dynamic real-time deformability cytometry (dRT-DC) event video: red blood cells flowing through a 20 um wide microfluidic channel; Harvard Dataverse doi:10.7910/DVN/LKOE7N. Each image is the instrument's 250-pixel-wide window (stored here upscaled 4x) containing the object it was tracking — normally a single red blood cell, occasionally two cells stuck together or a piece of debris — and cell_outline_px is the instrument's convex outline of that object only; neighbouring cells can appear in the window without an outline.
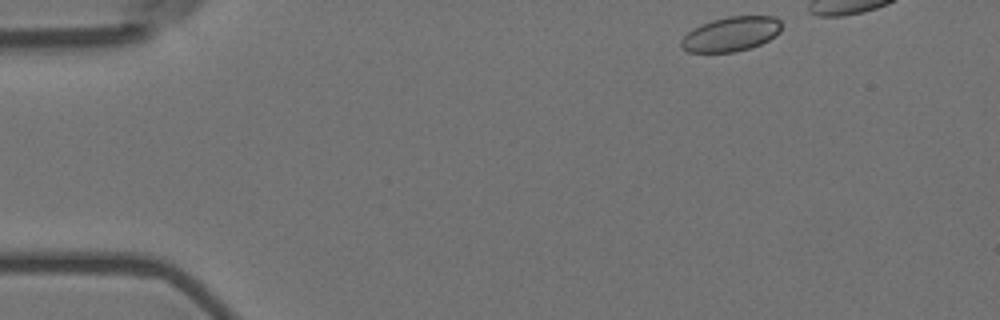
{"species": "Egyptian fruit bat (a non-hibernating species)", "species_latin": "Rousettus aegyptiacus", "temperature_condition": "room temperature", "stored_images_in_passage": 40, "camera_frame_rate_fps": 3000, "um_per_image_px": 0.085, "animal": {"sex": "female"}, "frame": {"image": 1, "passage_image": 1, "time_ms": 0.0, "image_size_px": [1000, 320], "cell_outline_px": [[780, 32], [776, 36], [752, 48], [736, 52], [688, 52], [680, 48], [680, 40], [692, 28], [700, 24], [712, 20], [728, 16], [776, 16], [780, 20]], "centroid_in_image_um": [62.12, 2.9], "position_along_channel_um": 22.9, "area_um2": 20.46}}
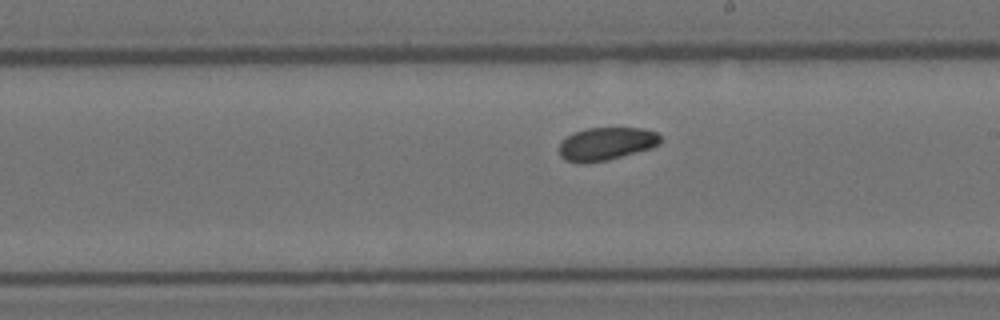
{"frame": {"image": 2, "passage_image": 26, "time_ms": 8.333, "image_size_px": [1000, 320], "cell_outline_px": [[664, 140], [660, 144], [652, 148], [608, 160], [588, 164], [576, 164], [564, 160], [560, 156], [560, 140], [572, 132], [588, 128], [644, 128], [656, 132]], "centroid_in_image_um": [51.52, 12.24], "position_along_channel_um": 237.5, "area_um2": 20.0}}
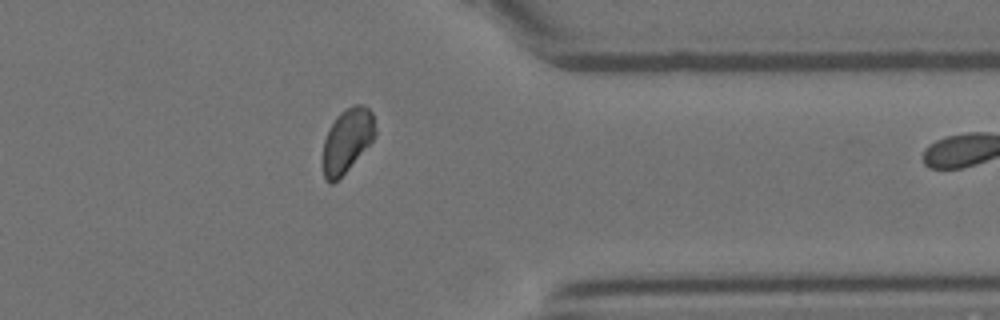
{"frame": {"image": 3, "passage_image": 39, "time_ms": 12.667, "image_size_px": [1000, 320], "cell_outline_px": [[376, 136], [348, 168], [332, 184], [328, 184], [324, 180], [324, 140], [336, 116], [340, 112], [356, 104], [364, 104], [372, 112], [376, 128]], "centroid_in_image_um": [29.52, 11.91], "position_along_channel_um": 381.9, "area_um2": 19.07}}